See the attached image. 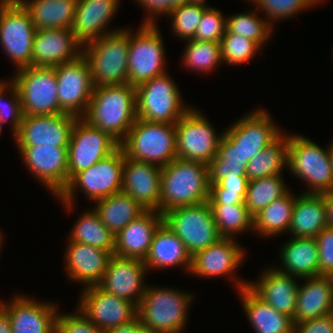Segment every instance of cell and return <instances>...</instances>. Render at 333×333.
Returning a JSON list of instances; mask_svg holds the SVG:
<instances>
[{"label": "cell", "mask_w": 333, "mask_h": 333, "mask_svg": "<svg viewBox=\"0 0 333 333\" xmlns=\"http://www.w3.org/2000/svg\"><path fill=\"white\" fill-rule=\"evenodd\" d=\"M82 118L120 144L137 119L135 86L126 83L95 87Z\"/></svg>", "instance_id": "cell-1"}, {"label": "cell", "mask_w": 333, "mask_h": 333, "mask_svg": "<svg viewBox=\"0 0 333 333\" xmlns=\"http://www.w3.org/2000/svg\"><path fill=\"white\" fill-rule=\"evenodd\" d=\"M194 294L189 290L148 284L137 307V317L155 333H185L188 311L197 297Z\"/></svg>", "instance_id": "cell-2"}, {"label": "cell", "mask_w": 333, "mask_h": 333, "mask_svg": "<svg viewBox=\"0 0 333 333\" xmlns=\"http://www.w3.org/2000/svg\"><path fill=\"white\" fill-rule=\"evenodd\" d=\"M209 190L207 164L175 158L161 168L160 213L208 201Z\"/></svg>", "instance_id": "cell-3"}, {"label": "cell", "mask_w": 333, "mask_h": 333, "mask_svg": "<svg viewBox=\"0 0 333 333\" xmlns=\"http://www.w3.org/2000/svg\"><path fill=\"white\" fill-rule=\"evenodd\" d=\"M124 161L125 155L119 146L90 168L77 173L61 194L55 197L56 201L67 213H71L77 205L79 190L91 203L121 192Z\"/></svg>", "instance_id": "cell-4"}, {"label": "cell", "mask_w": 333, "mask_h": 333, "mask_svg": "<svg viewBox=\"0 0 333 333\" xmlns=\"http://www.w3.org/2000/svg\"><path fill=\"white\" fill-rule=\"evenodd\" d=\"M287 171L307 186L301 193L333 191V168L328 145L324 149L308 136L288 132Z\"/></svg>", "instance_id": "cell-5"}, {"label": "cell", "mask_w": 333, "mask_h": 333, "mask_svg": "<svg viewBox=\"0 0 333 333\" xmlns=\"http://www.w3.org/2000/svg\"><path fill=\"white\" fill-rule=\"evenodd\" d=\"M123 27L82 46L94 87L128 83L130 29Z\"/></svg>", "instance_id": "cell-6"}, {"label": "cell", "mask_w": 333, "mask_h": 333, "mask_svg": "<svg viewBox=\"0 0 333 333\" xmlns=\"http://www.w3.org/2000/svg\"><path fill=\"white\" fill-rule=\"evenodd\" d=\"M120 147L129 159L165 167L177 158L175 124L137 118Z\"/></svg>", "instance_id": "cell-7"}, {"label": "cell", "mask_w": 333, "mask_h": 333, "mask_svg": "<svg viewBox=\"0 0 333 333\" xmlns=\"http://www.w3.org/2000/svg\"><path fill=\"white\" fill-rule=\"evenodd\" d=\"M179 89L169 72L137 85V118L147 122L176 124L192 107L185 104Z\"/></svg>", "instance_id": "cell-8"}, {"label": "cell", "mask_w": 333, "mask_h": 333, "mask_svg": "<svg viewBox=\"0 0 333 333\" xmlns=\"http://www.w3.org/2000/svg\"><path fill=\"white\" fill-rule=\"evenodd\" d=\"M157 24H139L130 28L128 83L137 86L167 73L165 43Z\"/></svg>", "instance_id": "cell-9"}, {"label": "cell", "mask_w": 333, "mask_h": 333, "mask_svg": "<svg viewBox=\"0 0 333 333\" xmlns=\"http://www.w3.org/2000/svg\"><path fill=\"white\" fill-rule=\"evenodd\" d=\"M10 79L16 86L24 115L65 113L59 104L55 68L30 66L14 70Z\"/></svg>", "instance_id": "cell-10"}, {"label": "cell", "mask_w": 333, "mask_h": 333, "mask_svg": "<svg viewBox=\"0 0 333 333\" xmlns=\"http://www.w3.org/2000/svg\"><path fill=\"white\" fill-rule=\"evenodd\" d=\"M163 221L179 237L191 256L222 238L208 201L173 208L163 214Z\"/></svg>", "instance_id": "cell-11"}, {"label": "cell", "mask_w": 333, "mask_h": 333, "mask_svg": "<svg viewBox=\"0 0 333 333\" xmlns=\"http://www.w3.org/2000/svg\"><path fill=\"white\" fill-rule=\"evenodd\" d=\"M209 121L195 105L175 124L177 158L209 165L224 133H218Z\"/></svg>", "instance_id": "cell-12"}, {"label": "cell", "mask_w": 333, "mask_h": 333, "mask_svg": "<svg viewBox=\"0 0 333 333\" xmlns=\"http://www.w3.org/2000/svg\"><path fill=\"white\" fill-rule=\"evenodd\" d=\"M238 240L221 238L215 244L197 252L192 256L189 274L203 279L225 277L227 280L230 279V283L233 282L232 286L236 287L237 292L248 286L249 280L239 278L236 273L248 254Z\"/></svg>", "instance_id": "cell-13"}, {"label": "cell", "mask_w": 333, "mask_h": 333, "mask_svg": "<svg viewBox=\"0 0 333 333\" xmlns=\"http://www.w3.org/2000/svg\"><path fill=\"white\" fill-rule=\"evenodd\" d=\"M35 33L31 15L20 1L0 9V45L15 70L32 66Z\"/></svg>", "instance_id": "cell-14"}, {"label": "cell", "mask_w": 333, "mask_h": 333, "mask_svg": "<svg viewBox=\"0 0 333 333\" xmlns=\"http://www.w3.org/2000/svg\"><path fill=\"white\" fill-rule=\"evenodd\" d=\"M223 132L245 161L249 162L274 142L284 130L274 121L270 112L260 106L236 119L223 129Z\"/></svg>", "instance_id": "cell-15"}, {"label": "cell", "mask_w": 333, "mask_h": 333, "mask_svg": "<svg viewBox=\"0 0 333 333\" xmlns=\"http://www.w3.org/2000/svg\"><path fill=\"white\" fill-rule=\"evenodd\" d=\"M119 146L108 133L93 127L82 117L77 118L67 147L68 183L77 173L90 168Z\"/></svg>", "instance_id": "cell-16"}, {"label": "cell", "mask_w": 333, "mask_h": 333, "mask_svg": "<svg viewBox=\"0 0 333 333\" xmlns=\"http://www.w3.org/2000/svg\"><path fill=\"white\" fill-rule=\"evenodd\" d=\"M16 149L28 173L32 174L53 198L58 197L68 185L67 147L36 145Z\"/></svg>", "instance_id": "cell-17"}, {"label": "cell", "mask_w": 333, "mask_h": 333, "mask_svg": "<svg viewBox=\"0 0 333 333\" xmlns=\"http://www.w3.org/2000/svg\"><path fill=\"white\" fill-rule=\"evenodd\" d=\"M53 67L60 108L65 113L83 117L95 88L87 60L81 55L72 62Z\"/></svg>", "instance_id": "cell-18"}, {"label": "cell", "mask_w": 333, "mask_h": 333, "mask_svg": "<svg viewBox=\"0 0 333 333\" xmlns=\"http://www.w3.org/2000/svg\"><path fill=\"white\" fill-rule=\"evenodd\" d=\"M41 301L19 292L8 301L0 300V308L8 315L12 333H55L60 306L52 300Z\"/></svg>", "instance_id": "cell-19"}, {"label": "cell", "mask_w": 333, "mask_h": 333, "mask_svg": "<svg viewBox=\"0 0 333 333\" xmlns=\"http://www.w3.org/2000/svg\"><path fill=\"white\" fill-rule=\"evenodd\" d=\"M76 307L96 327L108 330L137 318V306L102 290L98 285L81 288Z\"/></svg>", "instance_id": "cell-20"}, {"label": "cell", "mask_w": 333, "mask_h": 333, "mask_svg": "<svg viewBox=\"0 0 333 333\" xmlns=\"http://www.w3.org/2000/svg\"><path fill=\"white\" fill-rule=\"evenodd\" d=\"M78 117L68 113L54 115H24L13 135L16 147L48 145L68 147L73 126Z\"/></svg>", "instance_id": "cell-21"}, {"label": "cell", "mask_w": 333, "mask_h": 333, "mask_svg": "<svg viewBox=\"0 0 333 333\" xmlns=\"http://www.w3.org/2000/svg\"><path fill=\"white\" fill-rule=\"evenodd\" d=\"M147 273V267L142 260L113 255L98 286L107 293L130 301L138 307L146 291Z\"/></svg>", "instance_id": "cell-22"}, {"label": "cell", "mask_w": 333, "mask_h": 333, "mask_svg": "<svg viewBox=\"0 0 333 333\" xmlns=\"http://www.w3.org/2000/svg\"><path fill=\"white\" fill-rule=\"evenodd\" d=\"M121 2V0H78L71 26L77 41L84 46L106 34L122 29L110 27Z\"/></svg>", "instance_id": "cell-23"}, {"label": "cell", "mask_w": 333, "mask_h": 333, "mask_svg": "<svg viewBox=\"0 0 333 333\" xmlns=\"http://www.w3.org/2000/svg\"><path fill=\"white\" fill-rule=\"evenodd\" d=\"M64 251V272L69 281L83 288L98 285L113 256L110 252L91 245L67 241Z\"/></svg>", "instance_id": "cell-24"}, {"label": "cell", "mask_w": 333, "mask_h": 333, "mask_svg": "<svg viewBox=\"0 0 333 333\" xmlns=\"http://www.w3.org/2000/svg\"><path fill=\"white\" fill-rule=\"evenodd\" d=\"M271 266L263 268L256 281L250 279L248 287L264 302L293 319L301 279Z\"/></svg>", "instance_id": "cell-25"}, {"label": "cell", "mask_w": 333, "mask_h": 333, "mask_svg": "<svg viewBox=\"0 0 333 333\" xmlns=\"http://www.w3.org/2000/svg\"><path fill=\"white\" fill-rule=\"evenodd\" d=\"M82 45L71 29L36 30L33 39L32 66L53 67L76 60Z\"/></svg>", "instance_id": "cell-26"}, {"label": "cell", "mask_w": 333, "mask_h": 333, "mask_svg": "<svg viewBox=\"0 0 333 333\" xmlns=\"http://www.w3.org/2000/svg\"><path fill=\"white\" fill-rule=\"evenodd\" d=\"M161 167L125 157L122 192L146 210L160 212Z\"/></svg>", "instance_id": "cell-27"}, {"label": "cell", "mask_w": 333, "mask_h": 333, "mask_svg": "<svg viewBox=\"0 0 333 333\" xmlns=\"http://www.w3.org/2000/svg\"><path fill=\"white\" fill-rule=\"evenodd\" d=\"M162 222L163 215L159 211L147 210L115 236L114 255L144 261L153 235Z\"/></svg>", "instance_id": "cell-28"}, {"label": "cell", "mask_w": 333, "mask_h": 333, "mask_svg": "<svg viewBox=\"0 0 333 333\" xmlns=\"http://www.w3.org/2000/svg\"><path fill=\"white\" fill-rule=\"evenodd\" d=\"M149 272L156 269L181 268L189 275L192 256L183 242L163 221L156 229L149 252L144 259Z\"/></svg>", "instance_id": "cell-29"}, {"label": "cell", "mask_w": 333, "mask_h": 333, "mask_svg": "<svg viewBox=\"0 0 333 333\" xmlns=\"http://www.w3.org/2000/svg\"><path fill=\"white\" fill-rule=\"evenodd\" d=\"M278 252V263L281 265L273 266L277 271L300 279L319 275L316 238L290 237L284 241Z\"/></svg>", "instance_id": "cell-30"}, {"label": "cell", "mask_w": 333, "mask_h": 333, "mask_svg": "<svg viewBox=\"0 0 333 333\" xmlns=\"http://www.w3.org/2000/svg\"><path fill=\"white\" fill-rule=\"evenodd\" d=\"M303 280V281H302ZM293 323L333 313V286L327 275L301 279Z\"/></svg>", "instance_id": "cell-31"}, {"label": "cell", "mask_w": 333, "mask_h": 333, "mask_svg": "<svg viewBox=\"0 0 333 333\" xmlns=\"http://www.w3.org/2000/svg\"><path fill=\"white\" fill-rule=\"evenodd\" d=\"M236 293L255 333H293L292 318L264 302L248 286Z\"/></svg>", "instance_id": "cell-32"}, {"label": "cell", "mask_w": 333, "mask_h": 333, "mask_svg": "<svg viewBox=\"0 0 333 333\" xmlns=\"http://www.w3.org/2000/svg\"><path fill=\"white\" fill-rule=\"evenodd\" d=\"M328 227L323 194H295L289 237L315 238Z\"/></svg>", "instance_id": "cell-33"}, {"label": "cell", "mask_w": 333, "mask_h": 333, "mask_svg": "<svg viewBox=\"0 0 333 333\" xmlns=\"http://www.w3.org/2000/svg\"><path fill=\"white\" fill-rule=\"evenodd\" d=\"M93 203L94 211L114 237L131 221L147 211L140 203L122 191Z\"/></svg>", "instance_id": "cell-34"}, {"label": "cell", "mask_w": 333, "mask_h": 333, "mask_svg": "<svg viewBox=\"0 0 333 333\" xmlns=\"http://www.w3.org/2000/svg\"><path fill=\"white\" fill-rule=\"evenodd\" d=\"M36 30L71 29L78 0H19Z\"/></svg>", "instance_id": "cell-35"}, {"label": "cell", "mask_w": 333, "mask_h": 333, "mask_svg": "<svg viewBox=\"0 0 333 333\" xmlns=\"http://www.w3.org/2000/svg\"><path fill=\"white\" fill-rule=\"evenodd\" d=\"M295 194L289 191L281 198L274 200L254 216L253 233L266 238L288 234L291 223Z\"/></svg>", "instance_id": "cell-36"}, {"label": "cell", "mask_w": 333, "mask_h": 333, "mask_svg": "<svg viewBox=\"0 0 333 333\" xmlns=\"http://www.w3.org/2000/svg\"><path fill=\"white\" fill-rule=\"evenodd\" d=\"M72 226L66 241L91 245L114 255V235L100 220L98 214L91 207L82 210Z\"/></svg>", "instance_id": "cell-37"}, {"label": "cell", "mask_w": 333, "mask_h": 333, "mask_svg": "<svg viewBox=\"0 0 333 333\" xmlns=\"http://www.w3.org/2000/svg\"><path fill=\"white\" fill-rule=\"evenodd\" d=\"M288 162V132H283L274 142L251 159L246 168L249 181L283 174ZM286 168V169H285Z\"/></svg>", "instance_id": "cell-38"}, {"label": "cell", "mask_w": 333, "mask_h": 333, "mask_svg": "<svg viewBox=\"0 0 333 333\" xmlns=\"http://www.w3.org/2000/svg\"><path fill=\"white\" fill-rule=\"evenodd\" d=\"M185 48L182 52L180 64L186 70H191L194 74H208L218 70L220 64H223L221 58V46L218 42L213 41H184Z\"/></svg>", "instance_id": "cell-39"}, {"label": "cell", "mask_w": 333, "mask_h": 333, "mask_svg": "<svg viewBox=\"0 0 333 333\" xmlns=\"http://www.w3.org/2000/svg\"><path fill=\"white\" fill-rule=\"evenodd\" d=\"M253 7L246 12L233 13L226 16V30L229 33L238 34L249 40L255 41L263 50L266 43L270 42L272 34L274 35L275 27H273L266 18ZM274 29V30H273Z\"/></svg>", "instance_id": "cell-40"}, {"label": "cell", "mask_w": 333, "mask_h": 333, "mask_svg": "<svg viewBox=\"0 0 333 333\" xmlns=\"http://www.w3.org/2000/svg\"><path fill=\"white\" fill-rule=\"evenodd\" d=\"M285 182L283 174L248 181L244 203L249 213L254 217L271 202L287 194L291 187L288 188Z\"/></svg>", "instance_id": "cell-41"}, {"label": "cell", "mask_w": 333, "mask_h": 333, "mask_svg": "<svg viewBox=\"0 0 333 333\" xmlns=\"http://www.w3.org/2000/svg\"><path fill=\"white\" fill-rule=\"evenodd\" d=\"M210 205L216 227L222 238L238 239L237 237L241 234L250 231L253 233L254 217L249 213L245 203Z\"/></svg>", "instance_id": "cell-42"}, {"label": "cell", "mask_w": 333, "mask_h": 333, "mask_svg": "<svg viewBox=\"0 0 333 333\" xmlns=\"http://www.w3.org/2000/svg\"><path fill=\"white\" fill-rule=\"evenodd\" d=\"M274 27L275 23L293 19L300 13L312 10L326 0H245ZM313 7V8H312ZM298 14V15H297Z\"/></svg>", "instance_id": "cell-43"}, {"label": "cell", "mask_w": 333, "mask_h": 333, "mask_svg": "<svg viewBox=\"0 0 333 333\" xmlns=\"http://www.w3.org/2000/svg\"><path fill=\"white\" fill-rule=\"evenodd\" d=\"M248 161L223 135L219 141L218 153L209 163V183L216 184L230 175H246Z\"/></svg>", "instance_id": "cell-44"}, {"label": "cell", "mask_w": 333, "mask_h": 333, "mask_svg": "<svg viewBox=\"0 0 333 333\" xmlns=\"http://www.w3.org/2000/svg\"><path fill=\"white\" fill-rule=\"evenodd\" d=\"M220 46L223 64L228 66L247 64L255 59L256 53L262 49L255 41L229 33L227 30L220 41Z\"/></svg>", "instance_id": "cell-45"}, {"label": "cell", "mask_w": 333, "mask_h": 333, "mask_svg": "<svg viewBox=\"0 0 333 333\" xmlns=\"http://www.w3.org/2000/svg\"><path fill=\"white\" fill-rule=\"evenodd\" d=\"M205 10L189 3L174 7L166 16L171 21V35L182 41L193 39Z\"/></svg>", "instance_id": "cell-46"}, {"label": "cell", "mask_w": 333, "mask_h": 333, "mask_svg": "<svg viewBox=\"0 0 333 333\" xmlns=\"http://www.w3.org/2000/svg\"><path fill=\"white\" fill-rule=\"evenodd\" d=\"M248 179L246 175H230L216 184H210V204H242L246 197Z\"/></svg>", "instance_id": "cell-47"}, {"label": "cell", "mask_w": 333, "mask_h": 333, "mask_svg": "<svg viewBox=\"0 0 333 333\" xmlns=\"http://www.w3.org/2000/svg\"><path fill=\"white\" fill-rule=\"evenodd\" d=\"M23 116L19 92L14 83L9 80L0 89V124L3 126L8 122L12 138L18 131Z\"/></svg>", "instance_id": "cell-48"}, {"label": "cell", "mask_w": 333, "mask_h": 333, "mask_svg": "<svg viewBox=\"0 0 333 333\" xmlns=\"http://www.w3.org/2000/svg\"><path fill=\"white\" fill-rule=\"evenodd\" d=\"M217 8L206 9L202 15L193 40L220 43L226 32V15Z\"/></svg>", "instance_id": "cell-49"}, {"label": "cell", "mask_w": 333, "mask_h": 333, "mask_svg": "<svg viewBox=\"0 0 333 333\" xmlns=\"http://www.w3.org/2000/svg\"><path fill=\"white\" fill-rule=\"evenodd\" d=\"M55 333H107V331L96 327L75 306V310L69 313H61L59 309L55 321Z\"/></svg>", "instance_id": "cell-50"}, {"label": "cell", "mask_w": 333, "mask_h": 333, "mask_svg": "<svg viewBox=\"0 0 333 333\" xmlns=\"http://www.w3.org/2000/svg\"><path fill=\"white\" fill-rule=\"evenodd\" d=\"M319 251V275L333 270V228H324L316 237Z\"/></svg>", "instance_id": "cell-51"}, {"label": "cell", "mask_w": 333, "mask_h": 333, "mask_svg": "<svg viewBox=\"0 0 333 333\" xmlns=\"http://www.w3.org/2000/svg\"><path fill=\"white\" fill-rule=\"evenodd\" d=\"M143 7L146 14L141 24H156L159 17L167 16L170 12V0H134ZM146 16V17H145Z\"/></svg>", "instance_id": "cell-52"}, {"label": "cell", "mask_w": 333, "mask_h": 333, "mask_svg": "<svg viewBox=\"0 0 333 333\" xmlns=\"http://www.w3.org/2000/svg\"><path fill=\"white\" fill-rule=\"evenodd\" d=\"M293 333H333V313L294 323Z\"/></svg>", "instance_id": "cell-53"}, {"label": "cell", "mask_w": 333, "mask_h": 333, "mask_svg": "<svg viewBox=\"0 0 333 333\" xmlns=\"http://www.w3.org/2000/svg\"><path fill=\"white\" fill-rule=\"evenodd\" d=\"M107 333H155L140 323L139 318L119 326L112 327Z\"/></svg>", "instance_id": "cell-54"}, {"label": "cell", "mask_w": 333, "mask_h": 333, "mask_svg": "<svg viewBox=\"0 0 333 333\" xmlns=\"http://www.w3.org/2000/svg\"><path fill=\"white\" fill-rule=\"evenodd\" d=\"M328 227L333 228V191L323 193Z\"/></svg>", "instance_id": "cell-55"}, {"label": "cell", "mask_w": 333, "mask_h": 333, "mask_svg": "<svg viewBox=\"0 0 333 333\" xmlns=\"http://www.w3.org/2000/svg\"><path fill=\"white\" fill-rule=\"evenodd\" d=\"M0 333H12L8 315L0 308Z\"/></svg>", "instance_id": "cell-56"}, {"label": "cell", "mask_w": 333, "mask_h": 333, "mask_svg": "<svg viewBox=\"0 0 333 333\" xmlns=\"http://www.w3.org/2000/svg\"><path fill=\"white\" fill-rule=\"evenodd\" d=\"M207 0H187V3L202 7L204 9H213L215 7L208 5Z\"/></svg>", "instance_id": "cell-57"}, {"label": "cell", "mask_w": 333, "mask_h": 333, "mask_svg": "<svg viewBox=\"0 0 333 333\" xmlns=\"http://www.w3.org/2000/svg\"><path fill=\"white\" fill-rule=\"evenodd\" d=\"M18 2H19V0H0V9L5 8V7H9V6L14 5Z\"/></svg>", "instance_id": "cell-58"}, {"label": "cell", "mask_w": 333, "mask_h": 333, "mask_svg": "<svg viewBox=\"0 0 333 333\" xmlns=\"http://www.w3.org/2000/svg\"><path fill=\"white\" fill-rule=\"evenodd\" d=\"M187 3V0H170V11L177 6Z\"/></svg>", "instance_id": "cell-59"}, {"label": "cell", "mask_w": 333, "mask_h": 333, "mask_svg": "<svg viewBox=\"0 0 333 333\" xmlns=\"http://www.w3.org/2000/svg\"><path fill=\"white\" fill-rule=\"evenodd\" d=\"M328 150L330 153V157H331V161H332V168H333V138L328 145Z\"/></svg>", "instance_id": "cell-60"}, {"label": "cell", "mask_w": 333, "mask_h": 333, "mask_svg": "<svg viewBox=\"0 0 333 333\" xmlns=\"http://www.w3.org/2000/svg\"><path fill=\"white\" fill-rule=\"evenodd\" d=\"M4 233L2 232V229L0 228V254L2 253L1 251H2V249H3V244H4V242H5V239L3 238V235Z\"/></svg>", "instance_id": "cell-61"}, {"label": "cell", "mask_w": 333, "mask_h": 333, "mask_svg": "<svg viewBox=\"0 0 333 333\" xmlns=\"http://www.w3.org/2000/svg\"><path fill=\"white\" fill-rule=\"evenodd\" d=\"M4 78L2 77V79L0 78V89L9 81V80H7V79H4Z\"/></svg>", "instance_id": "cell-62"}, {"label": "cell", "mask_w": 333, "mask_h": 333, "mask_svg": "<svg viewBox=\"0 0 333 333\" xmlns=\"http://www.w3.org/2000/svg\"><path fill=\"white\" fill-rule=\"evenodd\" d=\"M327 276H328V278H329V280H330V283H331L332 286H333V270H332L331 272H329V273L327 274Z\"/></svg>", "instance_id": "cell-63"}, {"label": "cell", "mask_w": 333, "mask_h": 333, "mask_svg": "<svg viewBox=\"0 0 333 333\" xmlns=\"http://www.w3.org/2000/svg\"><path fill=\"white\" fill-rule=\"evenodd\" d=\"M3 127H4V126H2V125L0 124V136H2V132H3L2 130H3Z\"/></svg>", "instance_id": "cell-64"}]
</instances>
